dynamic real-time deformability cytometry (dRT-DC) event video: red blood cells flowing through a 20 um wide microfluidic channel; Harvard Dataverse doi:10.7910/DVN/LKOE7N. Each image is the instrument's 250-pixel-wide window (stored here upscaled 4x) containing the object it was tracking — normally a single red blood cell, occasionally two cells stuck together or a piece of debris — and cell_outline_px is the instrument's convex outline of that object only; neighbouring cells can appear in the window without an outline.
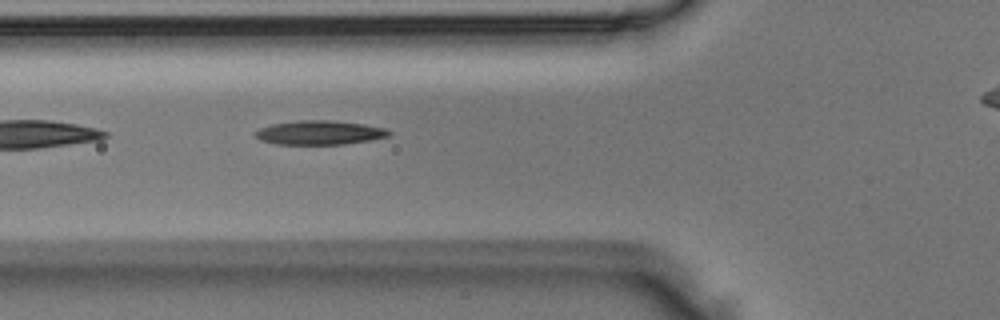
{"species": "Egyptian fruit bat (a non-hibernating species)", "species_latin": "Rousettus aegyptiacus", "temperature_condition": "room temperature", "stored_images_in_passage": 2, "camera_frame_rate_fps": 3000, "um_per_image_px": 0.085, "animal": {"sex": "male"}, "frame": {"image": 1, "passage_image": 2, "time_ms": 0.333, "image_size_px": [1000, 320], "cell_outline_px": [[392, 132], [388, 136], [368, 140], [344, 144], [276, 144], [260, 140], [256, 136], [256, 132], [260, 128], [272, 124], [300, 120], [328, 120], [364, 124], [384, 128]], "centroid_in_image_um": [27.16, 11.27], "position_along_channel_um": 98.6, "area_um2": 18.5}}